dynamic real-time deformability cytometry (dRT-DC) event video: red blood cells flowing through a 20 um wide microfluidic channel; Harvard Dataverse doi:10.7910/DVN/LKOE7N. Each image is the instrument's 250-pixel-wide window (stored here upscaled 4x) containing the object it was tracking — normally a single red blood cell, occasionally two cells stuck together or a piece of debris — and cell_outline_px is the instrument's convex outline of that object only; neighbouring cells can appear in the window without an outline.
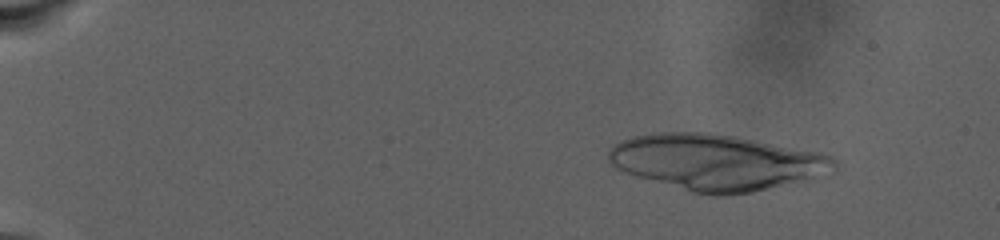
{"species": "human", "species_latin": "Homo sapiens", "temperature_condition": "warm", "stored_images_in_passage": 41, "camera_frame_rate_fps": 3000, "um_per_image_px": 0.085, "donor": {"sex": "male"}, "frame": {"image": 1, "passage_image": 12, "time_ms": 3.667, "image_size_px": [1000, 240], "cell_outline_px": [[836, 168], [832, 172], [752, 192], [724, 196], [712, 196], [692, 192], [640, 176], [616, 168], [608, 160], [608, 152], [616, 144], [632, 136], [660, 132], [708, 132], [736, 136], [820, 152], [832, 156], [836, 160]], "centroid_in_image_um": [60.92, 13.77], "position_along_channel_um": 24.1, "area_um2": 72.77}}